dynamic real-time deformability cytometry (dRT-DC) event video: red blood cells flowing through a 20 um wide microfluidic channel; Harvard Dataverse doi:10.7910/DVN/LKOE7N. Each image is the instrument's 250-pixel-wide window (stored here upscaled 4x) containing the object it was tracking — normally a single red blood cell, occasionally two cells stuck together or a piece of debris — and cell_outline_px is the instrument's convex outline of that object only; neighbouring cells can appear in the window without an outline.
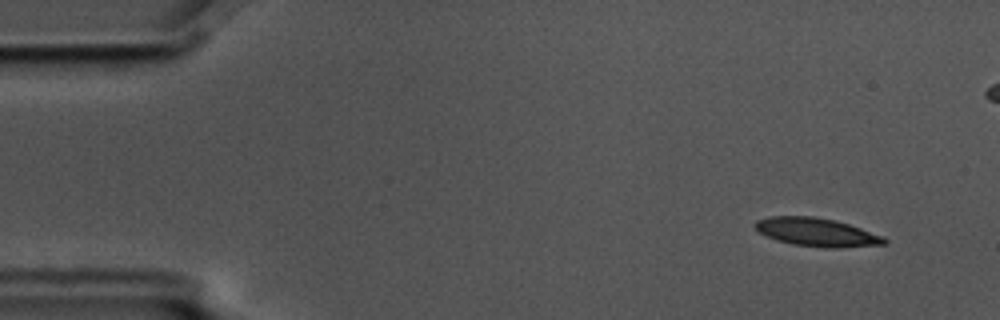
{"species": "common noctule bat (a hibernating species)", "species_latin": "Nyctalus noctula", "temperature_condition": "cold", "stored_images_in_passage": 6, "camera_frame_rate_fps": 3000, "um_per_image_px": 0.085, "animal": {"sex": "male", "body_mass_g": 17.5, "forearm_length_mm": 52.3}, "frame": {"image": 1, "passage_image": 2, "time_ms": 0.333, "image_size_px": [1000, 320], "cell_outline_px": [[888, 244], [840, 248], [828, 248], [792, 244], [776, 240], [760, 232], [752, 224], [756, 220], [768, 216], [812, 216], [836, 220], [884, 236], [888, 240]], "centroid_in_image_um": [69.44, 19.74], "position_along_channel_um": 15.6, "area_um2": 21.5}}